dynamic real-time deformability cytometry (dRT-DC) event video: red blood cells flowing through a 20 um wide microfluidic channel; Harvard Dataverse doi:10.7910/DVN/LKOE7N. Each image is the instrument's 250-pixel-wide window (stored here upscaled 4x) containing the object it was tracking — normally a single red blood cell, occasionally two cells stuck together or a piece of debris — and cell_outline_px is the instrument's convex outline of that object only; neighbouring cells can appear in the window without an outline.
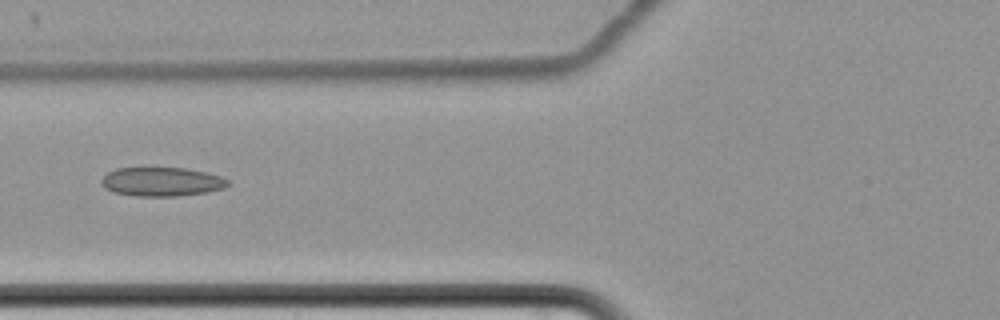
{"species": "common noctule bat (a hibernating species)", "species_latin": "Nyctalus noctula", "temperature_condition": "cold", "stored_images_in_passage": 8, "camera_frame_rate_fps": 3000, "um_per_image_px": 0.085, "animal": {"sex": "female", "body_mass_g": 22.7, "forearm_length_mm": 54.2}, "frame": {"image": 1, "passage_image": 7, "time_ms": 8.333, "image_size_px": [1000, 320], "cell_outline_px": [[228, 184], [224, 188], [208, 192], [176, 196], [136, 196], [116, 192], [104, 188], [100, 184], [100, 180], [108, 172], [116, 168], [140, 164], [144, 164], [188, 168], [220, 176], [228, 180]], "centroid_in_image_um": [13.67, 15.38], "position_along_channel_um": 112.1, "area_um2": 22.37}}
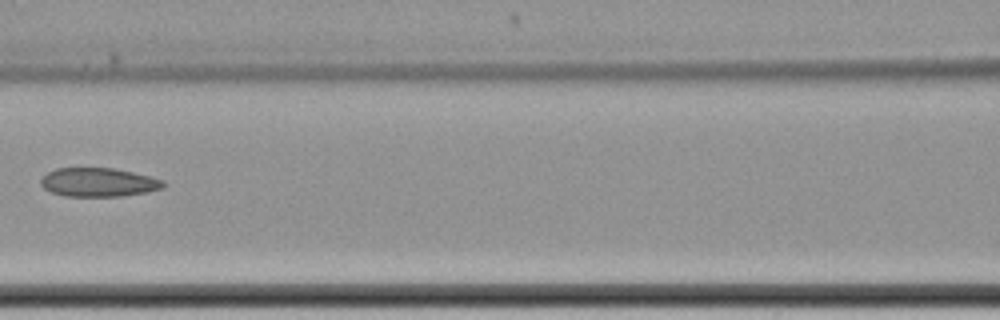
{"frame": {"image": 2, "passage_image": 8, "time_ms": 9.667, "image_size_px": [1000, 320], "cell_outline_px": [[168, 184], [164, 188], [148, 192], [120, 196], [64, 196], [52, 192], [44, 188], [40, 184], [40, 180], [48, 172], [56, 168], [112, 168], [152, 176], [164, 180]], "centroid_in_image_um": [8.43, 15.49], "position_along_channel_um": 158.2, "area_um2": 20.69}}